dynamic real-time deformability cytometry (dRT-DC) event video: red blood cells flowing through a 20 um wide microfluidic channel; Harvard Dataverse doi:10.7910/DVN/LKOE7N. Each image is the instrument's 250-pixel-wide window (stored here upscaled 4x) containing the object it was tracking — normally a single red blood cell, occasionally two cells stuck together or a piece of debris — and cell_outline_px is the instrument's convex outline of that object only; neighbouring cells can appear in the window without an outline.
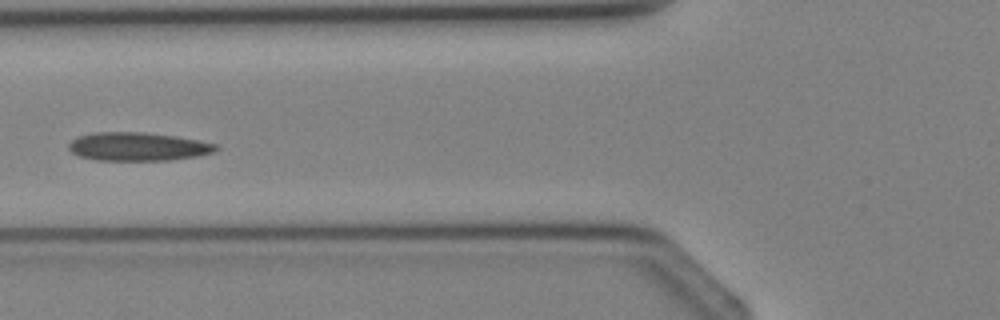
{"species": "Egyptian fruit bat (a non-hibernating species)", "species_latin": "Rousettus aegyptiacus", "temperature_condition": "cold", "stored_images_in_passage": 4, "camera_frame_rate_fps": 3000, "um_per_image_px": 0.085, "animal": {"sex": "female"}, "frame": {"image": 1, "passage_image": 4, "time_ms": 3.333, "image_size_px": [1000, 320], "cell_outline_px": [[220, 148], [212, 152], [196, 156], [168, 160], [96, 160], [80, 156], [72, 152], [68, 148], [68, 144], [72, 140], [80, 136], [96, 132], [144, 132], [176, 136], [216, 144]], "centroid_in_image_um": [11.71, 12.46], "position_along_channel_um": 114.1, "area_um2": 24.16}}